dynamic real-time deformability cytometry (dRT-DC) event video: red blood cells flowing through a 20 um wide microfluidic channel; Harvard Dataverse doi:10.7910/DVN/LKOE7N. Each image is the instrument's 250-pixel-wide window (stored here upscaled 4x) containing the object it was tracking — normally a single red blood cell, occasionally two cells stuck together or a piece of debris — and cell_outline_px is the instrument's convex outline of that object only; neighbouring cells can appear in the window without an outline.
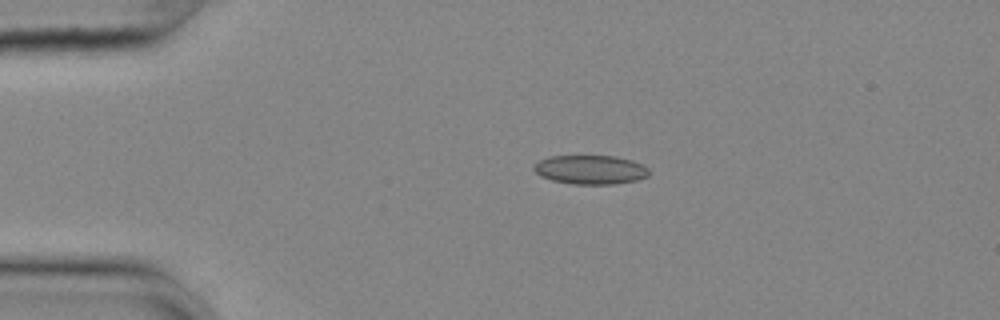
{"species": "common noctule bat (a hibernating species)", "species_latin": "Nyctalus noctula", "temperature_condition": "cold", "stored_images_in_passage": 44, "camera_frame_rate_fps": 3000, "um_per_image_px": 0.085, "animal": {"sex": "female", "body_mass_g": 25.1}, "frame": {"image": 1, "passage_image": 1, "time_ms": 0.0, "image_size_px": [1000, 320], "cell_outline_px": [[648, 176], [636, 180], [612, 184], [572, 184], [552, 180], [540, 176], [532, 168], [540, 160], [548, 156], [616, 156], [632, 160], [644, 164], [648, 168]], "centroid_in_image_um": [50.19, 14.42], "position_along_channel_um": 34.8, "area_um2": 19.48}}
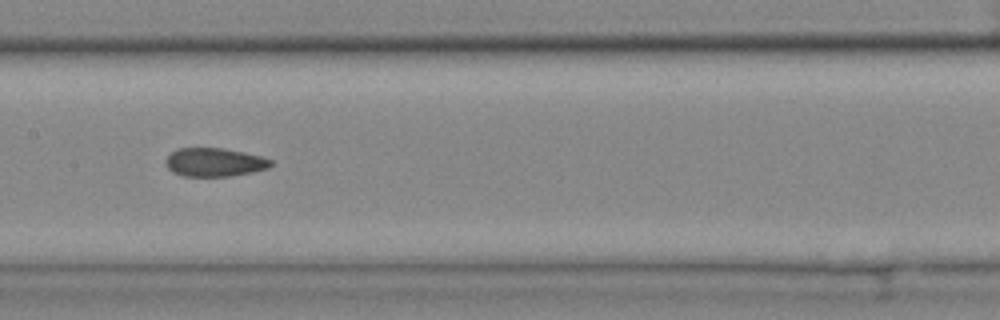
{"frame": {"image": 2, "passage_image": 17, "time_ms": 5.333, "image_size_px": [1000, 320], "cell_outline_px": [[272, 164], [268, 168], [252, 172], [232, 176], [184, 176], [172, 172], [168, 168], [164, 160], [176, 148], [220, 148], [244, 152], [260, 156], [272, 160]], "centroid_in_image_um": [18.21, 13.79], "position_along_channel_um": 189.2, "area_um2": 17.46}}
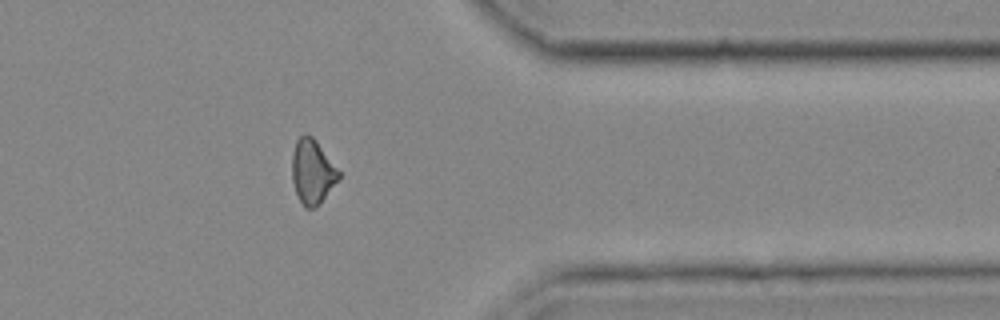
{"frame": {"image": 3, "passage_image": 34, "time_ms": 11.0, "image_size_px": [1000, 320], "cell_outline_px": [[340, 176], [324, 196], [312, 208], [304, 208], [296, 192], [292, 180], [292, 156], [296, 140], [304, 132], [312, 136], [316, 140], [340, 172]], "centroid_in_image_um": [26.51, 14.53], "position_along_channel_um": 384.9, "area_um2": 17.05}, "authors_computed_cell_mechanics": {"area_um2": 17.8891, "velocity_mm_per_s": 3.6588, "shape_relaxation_time_tau1_ms": null, "shape_relaxation_time_tau2_ms": 3.4341, "deformation_change_tau1": null, "deformation_change_tau2": 0.0962}}